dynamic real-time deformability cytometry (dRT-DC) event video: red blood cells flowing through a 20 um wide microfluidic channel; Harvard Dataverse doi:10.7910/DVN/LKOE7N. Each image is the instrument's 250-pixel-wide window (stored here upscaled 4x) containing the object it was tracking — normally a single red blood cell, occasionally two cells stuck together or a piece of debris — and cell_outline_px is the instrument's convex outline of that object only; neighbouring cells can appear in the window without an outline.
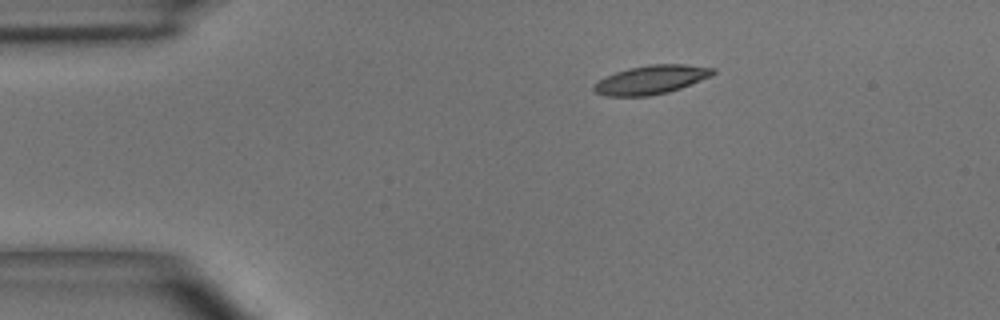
{"species": "common noctule bat (a hibernating species)", "species_latin": "Nyctalus noctula", "temperature_condition": "room temperature", "stored_images_in_passage": 3, "segment_of_instrument_passage": [1, 2], "camera_frame_rate_fps": 3000, "um_per_image_px": 0.085, "animal": {"sex": "male", "body_mass_g": 15.6}, "frame": {"image": 1, "passage_image": 1, "time_ms": 0.0, "image_size_px": [1000, 320], "cell_outline_px": [[716, 72], [712, 76], [680, 88], [668, 92], [648, 96], [604, 96], [596, 92], [592, 88], [604, 76], [628, 68], [652, 64], [684, 64], [716, 68]], "centroid_in_image_um": [55.37, 6.77], "position_along_channel_um": 29.6, "area_um2": 19.94}}